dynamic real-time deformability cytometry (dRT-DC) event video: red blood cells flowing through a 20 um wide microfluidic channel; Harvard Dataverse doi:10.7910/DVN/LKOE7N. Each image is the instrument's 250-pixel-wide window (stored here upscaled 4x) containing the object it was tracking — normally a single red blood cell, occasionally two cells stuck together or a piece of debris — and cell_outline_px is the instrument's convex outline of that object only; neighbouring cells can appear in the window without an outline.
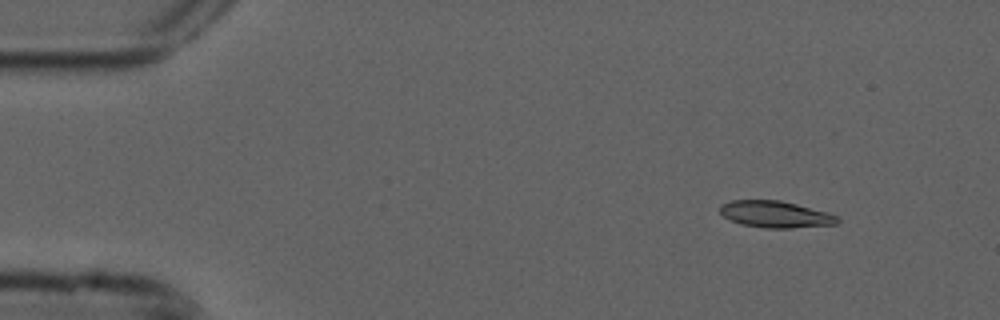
{"species": "common noctule bat (a hibernating species)", "species_latin": "Nyctalus noctula", "temperature_condition": "cold", "stored_images_in_passage": 4, "camera_frame_rate_fps": 3000, "um_per_image_px": 0.085, "animal": {"sex": "male", "forearm_length_mm": 52.5}, "frame": {"image": 1, "passage_image": 2, "time_ms": 0.333, "image_size_px": [1000, 320], "cell_outline_px": [[840, 220], [836, 224], [792, 228], [764, 228], [740, 224], [724, 216], [720, 212], [720, 204], [732, 200], [780, 200], [828, 212], [836, 216]], "centroid_in_image_um": [65.9, 18.21], "position_along_channel_um": 19.1, "area_um2": 18.21}}